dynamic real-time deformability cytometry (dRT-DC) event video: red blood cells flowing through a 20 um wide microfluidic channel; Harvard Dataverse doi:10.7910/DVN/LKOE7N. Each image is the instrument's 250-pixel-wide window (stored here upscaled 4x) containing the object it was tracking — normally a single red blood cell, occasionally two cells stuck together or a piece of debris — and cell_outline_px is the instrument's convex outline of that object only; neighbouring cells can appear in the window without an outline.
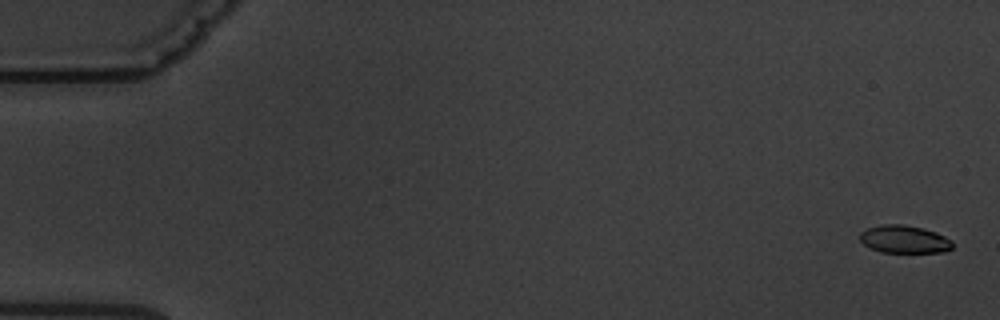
{"species": "common noctule bat (a hibernating species)", "species_latin": "Nyctalus noctula", "temperature_condition": "warm", "stored_images_in_passage": 6, "camera_frame_rate_fps": 3000, "um_per_image_px": 0.085, "animal": {"sex": "male", "body_mass_g": 19.5, "forearm_length_mm": 54.6}, "frame": {"image": 1, "passage_image": 1, "time_ms": 0.0, "image_size_px": [1000, 320], "cell_outline_px": [[952, 248], [944, 252], [880, 252], [868, 248], [860, 240], [860, 232], [868, 228], [884, 224], [904, 224], [924, 228], [936, 232], [952, 240]], "centroid_in_image_um": [76.86, 20.34], "position_along_channel_um": 8.1, "area_um2": 15.09}}
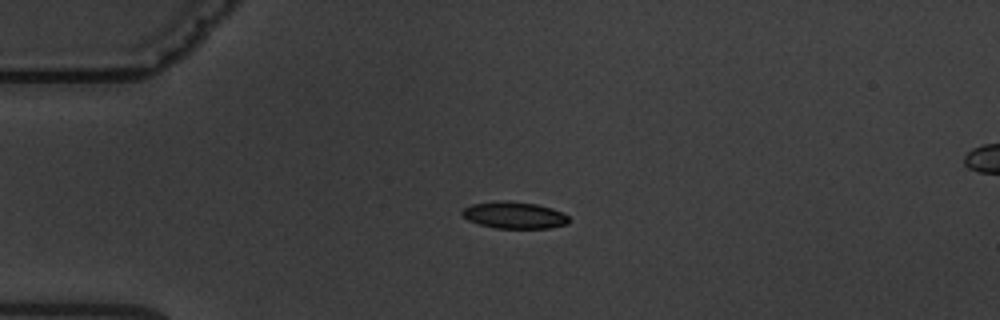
{"frame": {"image": 2, "passage_image": 4, "time_ms": 4.333, "image_size_px": [1000, 320], "cell_outline_px": [[568, 224], [548, 228], [496, 228], [480, 224], [468, 220], [460, 212], [464, 208], [472, 204], [500, 200], [508, 200], [536, 204], [552, 208], [564, 212], [568, 216]], "centroid_in_image_um": [43.73, 18.28], "position_along_channel_um": 41.3, "area_um2": 16.7}}
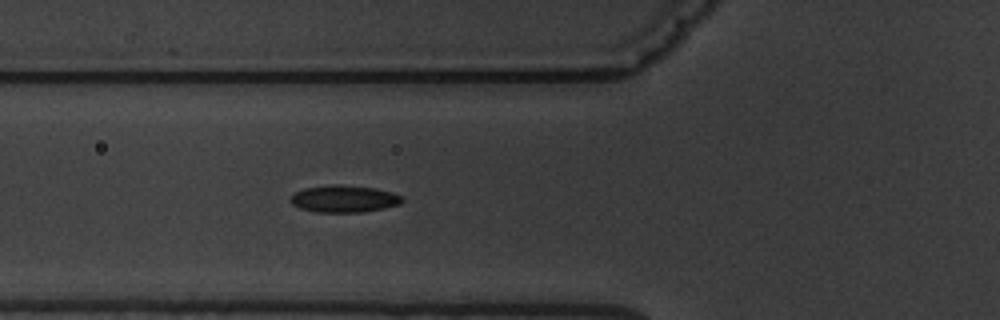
{"frame": {"image": 3, "passage_image": 6, "time_ms": 6.667, "image_size_px": [1000, 320], "cell_outline_px": [[404, 200], [400, 204], [384, 208], [364, 212], [316, 212], [300, 208], [292, 204], [288, 200], [296, 192], [304, 188], [332, 184], [336, 184], [376, 188], [392, 192], [404, 196]], "centroid_in_image_um": [29.27, 16.9], "position_along_channel_um": 96.5, "area_um2": 17.74}}